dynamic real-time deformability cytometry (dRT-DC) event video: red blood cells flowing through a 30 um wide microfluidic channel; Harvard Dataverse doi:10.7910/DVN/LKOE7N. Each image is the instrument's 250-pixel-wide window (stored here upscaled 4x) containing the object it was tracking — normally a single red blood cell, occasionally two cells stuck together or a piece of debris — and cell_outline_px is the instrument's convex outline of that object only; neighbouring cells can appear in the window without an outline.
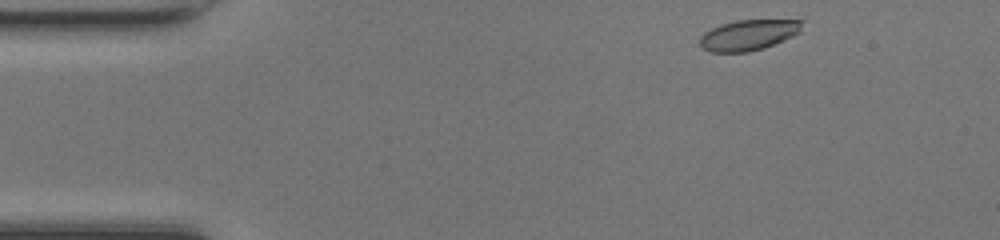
{"species": "common noctule bat (a hibernating species)", "species_latin": "Nyctalus noctula", "temperature_condition": "room temperature", "stored_images_in_passage": 44, "camera_frame_rate_fps": 3000, "um_per_image_px": 0.085, "animal": {"sex": "female", "body_mass_g": 17.0, "forearm_length_mm": 48.0}, "frame": {"image": 1, "passage_image": 1, "time_ms": 0.0, "image_size_px": [1000, 240], "cell_outline_px": [[804, 20], [800, 32], [792, 36], [764, 48], [748, 52], [712, 52], [700, 48], [700, 36], [704, 32], [720, 24], [736, 20]], "centroid_in_image_um": [63.59, 2.97], "position_along_channel_um": 21.4, "area_um2": 18.26}}
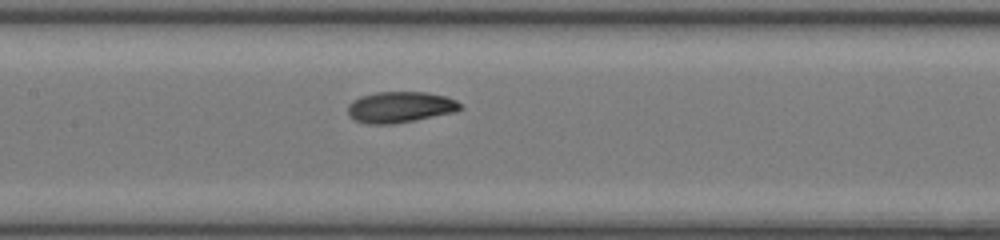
{"frame": {"image": 2, "passage_image": 18, "time_ms": 5.667, "image_size_px": [1000, 240], "cell_outline_px": [[464, 108], [452, 112], [392, 124], [368, 124], [356, 120], [348, 116], [348, 104], [352, 100], [360, 96], [376, 92], [428, 92], [444, 96], [456, 100]], "centroid_in_image_um": [33.96, 9.09], "position_along_channel_um": 173.4, "area_um2": 20.17}}
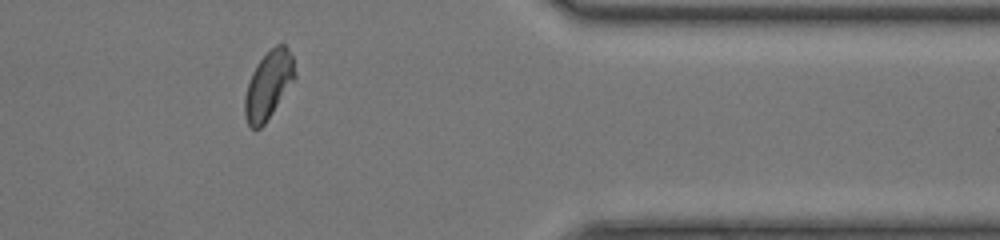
{"frame": {"image": 3, "passage_image": 35, "time_ms": 11.333, "image_size_px": [1000, 240], "cell_outline_px": [[296, 76], [264, 124], [260, 128], [252, 128], [248, 124], [244, 116], [244, 96], [252, 72], [256, 64], [276, 44], [284, 44], [288, 48], [292, 56]], "centroid_in_image_um": [22.8, 7.22], "position_along_channel_um": 388.6, "area_um2": 19.36}, "authors_computed_cell_mechanics": {"area_um2": 19.8543, "velocity_mm_per_s": 4.1999, "shape_relaxation_time_tau1_ms": 5.1661, "shape_relaxation_time_tau2_ms": 1.8175, "deformation_change_tau1": 0.1639, "deformation_change_tau2": 0.0558}}